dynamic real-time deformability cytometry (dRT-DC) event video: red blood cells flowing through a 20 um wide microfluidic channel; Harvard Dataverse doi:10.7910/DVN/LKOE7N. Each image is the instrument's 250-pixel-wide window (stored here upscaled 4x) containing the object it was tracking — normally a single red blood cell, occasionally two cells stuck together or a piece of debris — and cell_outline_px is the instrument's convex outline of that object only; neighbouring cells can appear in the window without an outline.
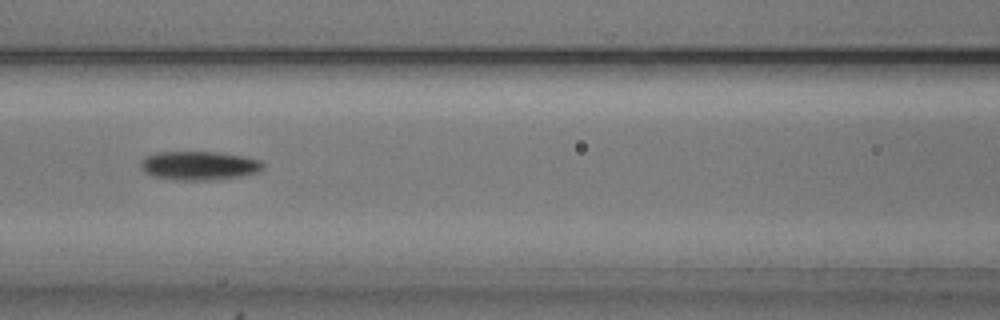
{"species": "common noctule bat (a hibernating species)", "species_latin": "Nyctalus noctula", "temperature_condition": "cold", "stored_images_in_passage": 52, "camera_frame_rate_fps": 3000, "um_per_image_px": 0.085, "animal": {"sex": "male", "body_mass_g": 20.5, "forearm_length_mm": 52.5}, "frame": {"image": 1, "passage_image": 22, "time_ms": 7.0, "image_size_px": [1000, 320], "cell_outline_px": [[264, 168], [260, 172], [240, 176], [216, 180], [180, 180], [152, 176], [144, 172], [140, 168], [140, 164], [144, 156], [156, 152], [216, 152], [244, 156], [260, 160], [264, 164]], "centroid_in_image_um": [16.92, 14.08], "position_along_channel_um": 149.7, "area_um2": 20.75}}
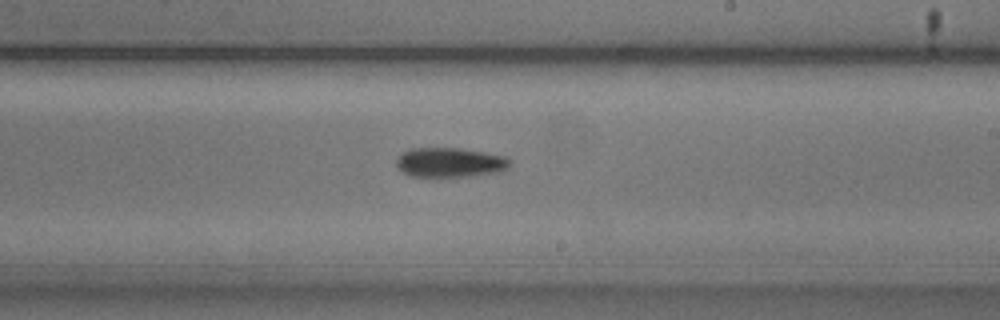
{"frame": {"image": 2, "passage_image": 30, "time_ms": 9.667, "image_size_px": [1000, 320], "cell_outline_px": [[508, 168], [496, 172], [472, 176], [412, 176], [404, 172], [396, 164], [396, 160], [404, 152], [412, 148], [460, 148], [484, 152], [504, 156], [508, 160]], "centroid_in_image_um": [38.24, 13.8], "position_along_channel_um": 250.8, "area_um2": 19.13}}
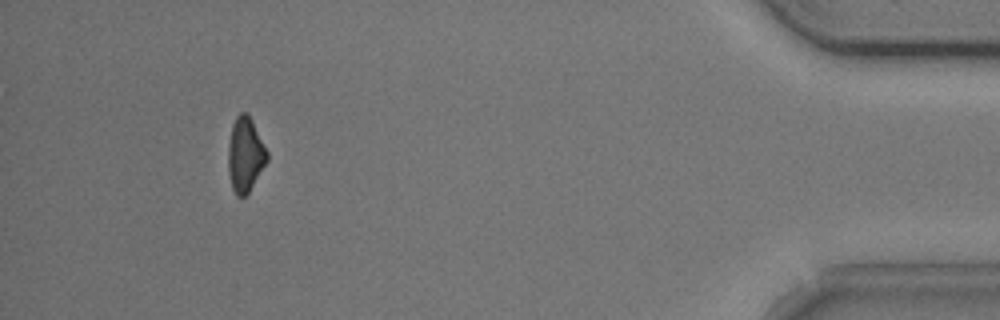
{"frame": {"image": 3, "passage_image": 48, "time_ms": 15.667, "image_size_px": [1000, 320], "cell_outline_px": [[268, 160], [248, 192], [244, 196], [236, 196], [232, 188], [228, 172], [228, 144], [232, 124], [236, 116], [240, 112], [248, 112], [268, 152]], "centroid_in_image_um": [20.83, 13.11], "position_along_channel_um": 414.4, "area_um2": 16.94}, "authors_computed_cell_mechanics": {"area_um2": 18.3804, "velocity_mm_per_s": 3.8089, "shape_relaxation_time_tau1_ms": 2.7404, "shape_relaxation_time_tau2_ms": null, "deformation_change_tau1": 0.1229, "deformation_change_tau2": null}}